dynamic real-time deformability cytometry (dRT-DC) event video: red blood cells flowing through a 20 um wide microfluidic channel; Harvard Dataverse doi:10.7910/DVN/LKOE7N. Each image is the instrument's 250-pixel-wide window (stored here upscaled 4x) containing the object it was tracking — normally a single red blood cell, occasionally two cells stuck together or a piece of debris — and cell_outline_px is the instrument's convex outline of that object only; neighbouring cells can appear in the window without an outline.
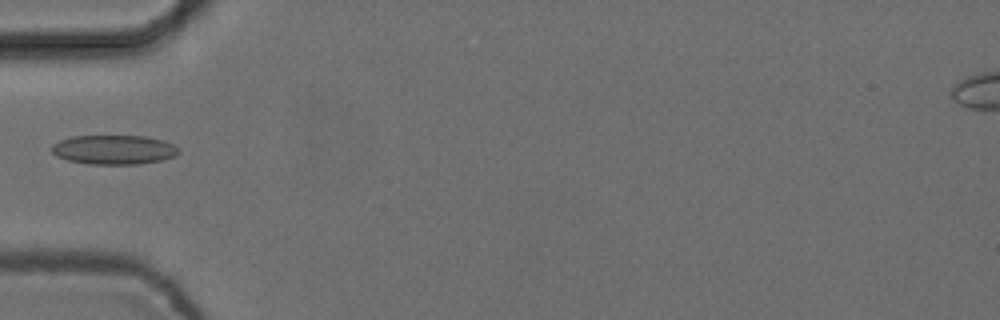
{"species": "common noctule bat (a hibernating species)", "species_latin": "Nyctalus noctula", "temperature_condition": "cold", "stored_images_in_passage": 8, "camera_frame_rate_fps": 3000, "um_per_image_px": 0.085, "animal": {"sex": "female", "body_mass_g": 24.6, "forearm_length_mm": 56.2}, "frame": {"image": 1, "passage_image": 4, "time_ms": 1.0, "image_size_px": [1000, 320], "cell_outline_px": [[180, 152], [176, 156], [160, 160], [140, 164], [88, 164], [68, 160], [56, 156], [52, 152], [52, 144], [60, 140], [72, 136], [144, 136], [164, 140], [172, 144]], "centroid_in_image_um": [9.67, 12.72], "position_along_channel_um": 75.3, "area_um2": 21.68}}
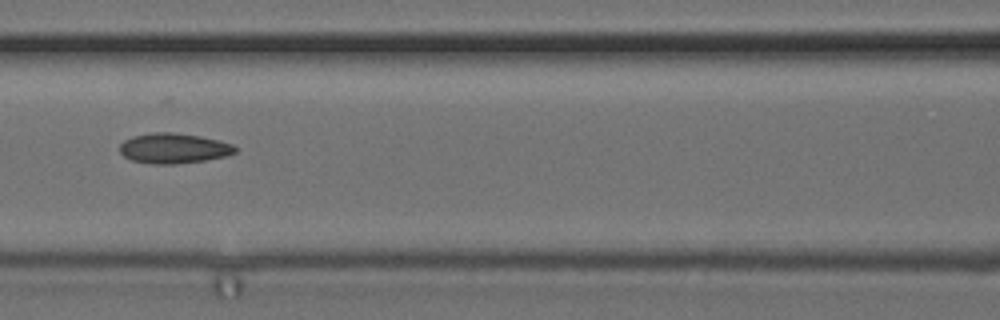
{"frame": {"image": 2, "passage_image": 6, "time_ms": 1.667, "image_size_px": [1000, 320], "cell_outline_px": [[236, 152], [224, 156], [204, 160], [176, 164], [152, 164], [132, 160], [124, 156], [120, 152], [120, 144], [124, 140], [132, 136], [152, 132], [172, 132], [200, 136], [220, 140], [232, 144], [236, 148]], "centroid_in_image_um": [14.74, 12.6], "position_along_channel_um": 151.9, "area_um2": 20.29}}
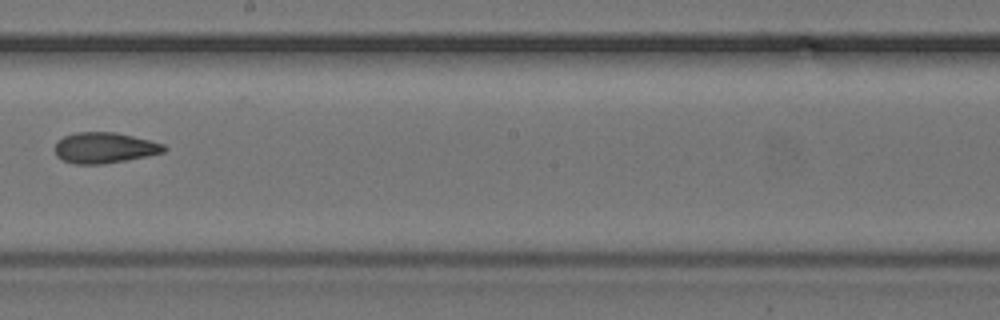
{"frame": {"image": 3, "passage_image": 8, "time_ms": 2.333, "image_size_px": [1000, 320], "cell_outline_px": [[168, 148], [164, 152], [148, 156], [128, 160], [104, 164], [72, 164], [56, 156], [56, 140], [64, 136], [76, 132], [116, 132], [164, 144]], "centroid_in_image_um": [8.88, 12.57], "position_along_channel_um": 239.3, "area_um2": 19.65}}